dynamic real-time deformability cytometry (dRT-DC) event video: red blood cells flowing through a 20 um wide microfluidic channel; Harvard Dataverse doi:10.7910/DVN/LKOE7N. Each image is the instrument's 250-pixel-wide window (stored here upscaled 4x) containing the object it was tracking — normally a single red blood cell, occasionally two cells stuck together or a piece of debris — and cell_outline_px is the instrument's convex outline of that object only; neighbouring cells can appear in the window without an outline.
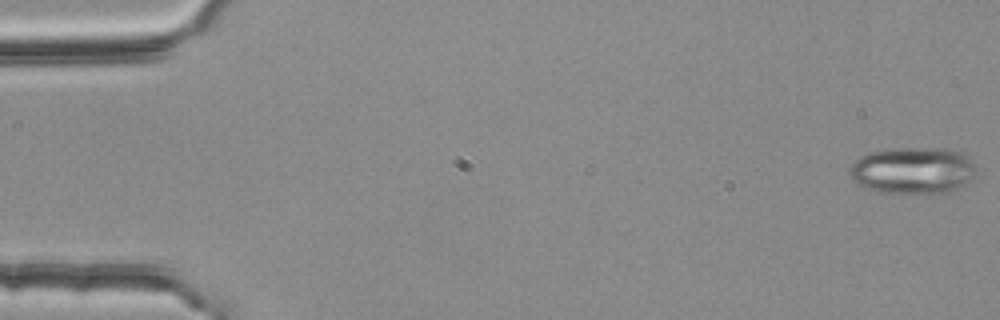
{"species": "common noctule bat (a hibernating species)", "species_latin": "Nyctalus noctula", "temperature_condition": "room temperature", "stored_images_in_passage": 54, "camera_frame_rate_fps": 3000, "um_per_image_px": 0.085, "animal": {"sex": "female", "body_mass_g": 25.1}, "frame": {"image": 1, "passage_image": 1, "time_ms": 0.0, "image_size_px": [1000, 320], "cell_outline_px": [[976, 172], [960, 188], [944, 192], [880, 192], [864, 188], [852, 180], [848, 172], [848, 168], [860, 156], [868, 152], [892, 148], [944, 148], [960, 152], [972, 164]], "centroid_in_image_um": [77.5, 14.47], "position_along_channel_um": 7.5, "area_um2": 34.1}}
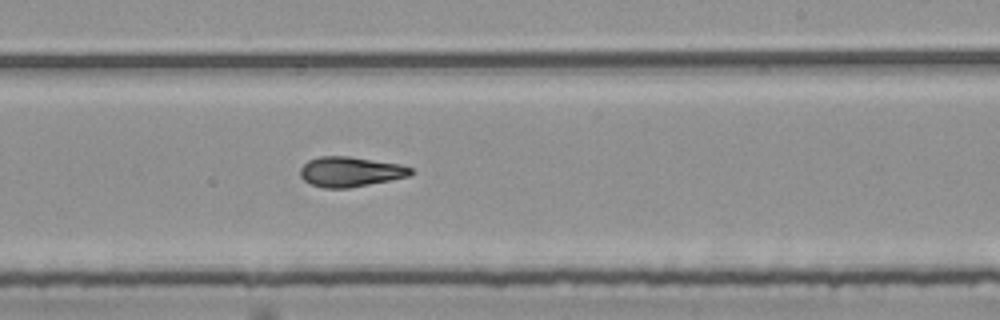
{"frame": {"image": 2, "passage_image": 33, "time_ms": 10.667, "image_size_px": [1000, 320], "cell_outline_px": [[412, 172], [408, 176], [348, 188], [324, 188], [312, 184], [304, 180], [300, 176], [300, 168], [308, 160], [320, 156], [348, 156], [400, 164], [412, 168]], "centroid_in_image_um": [29.74, 14.59], "position_along_channel_um": 259.3, "area_um2": 19.07}}
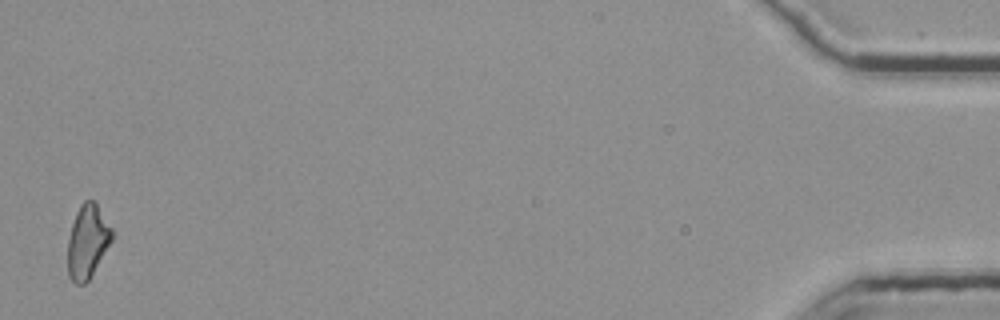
{"frame": {"image": 3, "passage_image": 54, "time_ms": 17.667, "image_size_px": [1000, 320], "cell_outline_px": [[112, 240], [88, 280], [84, 284], [76, 284], [68, 276], [68, 240], [72, 224], [76, 212], [80, 204], [84, 200], [92, 200], [96, 204], [112, 228]], "centroid_in_image_um": [7.42, 20.52], "position_along_channel_um": 427.8, "area_um2": 18.61}, "authors_computed_cell_mechanics": {"area_um2": 19.3341, "velocity_mm_per_s": 3.7772, "shape_relaxation_time_tau1_ms": 9.1571, "shape_relaxation_time_tau2_ms": 6.6313, "deformation_change_tau1": 0.2114, "deformation_change_tau2": 0.1482}}